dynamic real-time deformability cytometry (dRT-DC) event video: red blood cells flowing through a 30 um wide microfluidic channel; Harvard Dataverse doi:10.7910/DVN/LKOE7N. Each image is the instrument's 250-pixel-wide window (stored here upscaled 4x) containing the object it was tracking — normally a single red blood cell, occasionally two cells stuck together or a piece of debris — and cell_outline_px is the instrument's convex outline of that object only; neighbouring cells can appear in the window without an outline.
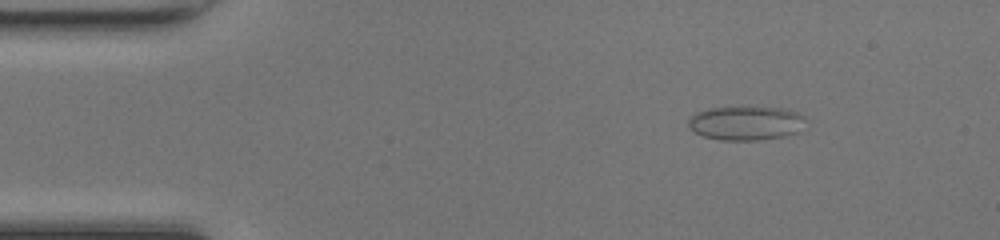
{"species": "common noctule bat (a hibernating species)", "species_latin": "Nyctalus noctula", "temperature_condition": "room temperature", "stored_images_in_passage": 47, "camera_frame_rate_fps": 3000, "um_per_image_px": 0.085, "animal": {"sex": "female", "body_mass_g": 17.0, "forearm_length_mm": 48.0}, "frame": {"image": 1, "passage_image": 6, "time_ms": 1.667, "image_size_px": [1000, 240], "cell_outline_px": [[804, 120], [796, 132], [784, 136], [760, 140], [720, 140], [704, 136], [692, 132], [688, 128], [688, 120], [696, 112], [708, 108], [748, 104], [788, 108], [804, 116]], "centroid_in_image_um": [63.35, 10.41], "position_along_channel_um": 21.6, "area_um2": 24.16}}
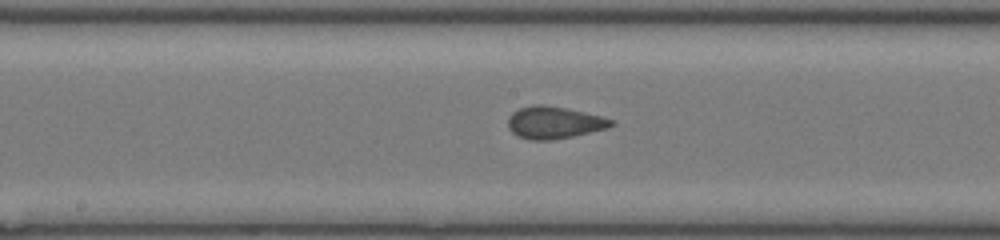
{"frame": {"image": 2, "passage_image": 24, "time_ms": 7.667, "image_size_px": [1000, 240], "cell_outline_px": [[616, 124], [608, 128], [572, 136], [552, 140], [528, 140], [516, 136], [508, 128], [508, 116], [512, 112], [520, 108], [536, 104], [540, 104], [564, 108], [584, 112], [600, 116], [612, 120]], "centroid_in_image_um": [47.06, 10.43], "position_along_channel_um": 201.1, "area_um2": 19.31}}
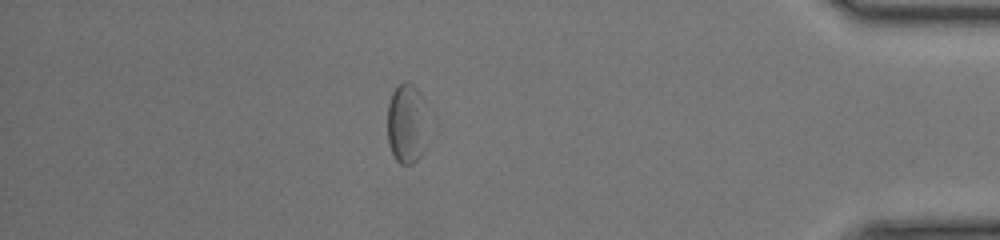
{"frame": {"image": 3, "passage_image": 41, "time_ms": 13.333, "image_size_px": [1000, 240], "cell_outline_px": [[424, 152], [412, 164], [400, 164], [396, 160], [388, 144], [388, 104], [392, 92], [404, 80], [412, 84], [420, 92], [424, 148]], "centroid_in_image_um": [34.48, 10.53], "position_along_channel_um": 400.7, "area_um2": 17.8}, "authors_computed_cell_mechanics": {"area_um2": 19.3052, "velocity_mm_per_s": 4.3062, "shape_relaxation_time_tau1_ms": null, "shape_relaxation_time_tau2_ms": 1.1266, "deformation_change_tau1": null, "deformation_change_tau2": 0.0772}}